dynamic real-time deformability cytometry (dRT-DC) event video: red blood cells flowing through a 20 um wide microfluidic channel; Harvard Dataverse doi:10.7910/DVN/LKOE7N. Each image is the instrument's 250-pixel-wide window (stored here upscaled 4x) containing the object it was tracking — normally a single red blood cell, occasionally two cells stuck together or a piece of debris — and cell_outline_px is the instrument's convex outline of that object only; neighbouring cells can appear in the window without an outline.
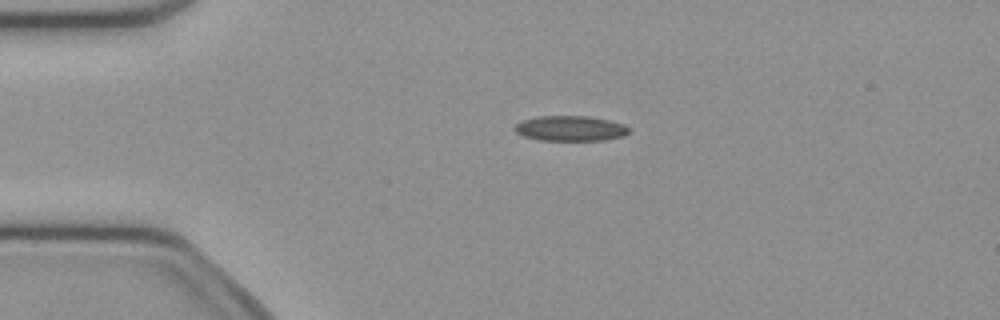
{"species": "common noctule bat (a hibernating species)", "species_latin": "Nyctalus noctula", "temperature_condition": "cold", "stored_images_in_passage": 7, "camera_frame_rate_fps": 3000, "um_per_image_px": 0.085, "animal": {"sex": "female", "body_mass_g": 21.9}, "frame": {"image": 1, "passage_image": 2, "time_ms": 0.333, "image_size_px": [1000, 320], "cell_outline_px": [[628, 132], [624, 136], [604, 140], [540, 140], [524, 136], [516, 132], [512, 128], [516, 124], [524, 120], [540, 116], [588, 116], [608, 120], [624, 124], [628, 128]], "centroid_in_image_um": [48.48, 10.91], "position_along_channel_um": 36.5, "area_um2": 16.65}}